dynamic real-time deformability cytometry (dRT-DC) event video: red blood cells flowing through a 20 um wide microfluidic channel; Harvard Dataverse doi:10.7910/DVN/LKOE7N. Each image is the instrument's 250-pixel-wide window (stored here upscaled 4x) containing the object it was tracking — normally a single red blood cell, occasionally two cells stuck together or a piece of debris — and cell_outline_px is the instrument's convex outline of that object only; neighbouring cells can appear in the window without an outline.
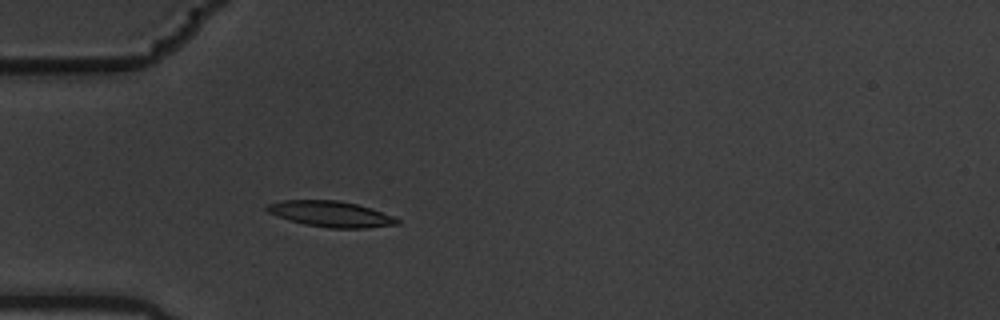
{"species": "common noctule bat (a hibernating species)", "species_latin": "Nyctalus noctula", "temperature_condition": "warm", "stored_images_in_passage": 4, "camera_frame_rate_fps": 3000, "um_per_image_px": 0.085, "animal": {"sex": "male", "body_mass_g": 19.5, "forearm_length_mm": 54.6}, "frame": {"image": 1, "passage_image": 4, "time_ms": 1.0, "image_size_px": [1000, 320], "cell_outline_px": [[400, 224], [364, 228], [328, 228], [304, 224], [288, 220], [276, 216], [268, 212], [264, 208], [268, 204], [284, 200], [340, 200], [372, 208], [392, 216], [400, 220]], "centroid_in_image_um": [28.1, 18.19], "position_along_channel_um": 56.9, "area_um2": 19.65}}